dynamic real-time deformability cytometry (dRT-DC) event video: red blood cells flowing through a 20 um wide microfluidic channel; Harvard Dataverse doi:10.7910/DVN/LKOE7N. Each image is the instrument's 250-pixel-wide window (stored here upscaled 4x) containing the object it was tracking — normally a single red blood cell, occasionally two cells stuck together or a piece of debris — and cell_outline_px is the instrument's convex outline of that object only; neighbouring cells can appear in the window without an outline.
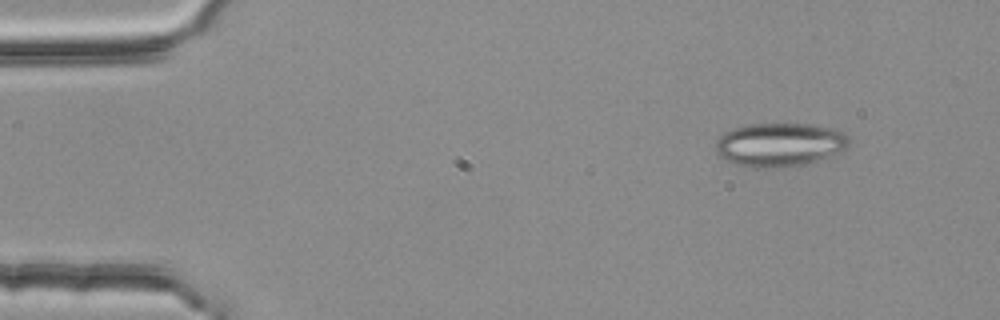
{"species": "common noctule bat (a hibernating species)", "species_latin": "Nyctalus noctula", "temperature_condition": "room temperature", "stored_images_in_passage": 5, "camera_frame_rate_fps": 3000, "um_per_image_px": 0.085, "animal": {"sex": "female", "body_mass_g": 25.1}, "frame": {"image": 1, "passage_image": 1, "time_ms": 0.0, "image_size_px": [1000, 320], "cell_outline_px": [[848, 148], [840, 152], [816, 160], [780, 168], [748, 168], [736, 164], [720, 156], [716, 152], [716, 140], [724, 132], [748, 124], [812, 124], [836, 128], [844, 132], [848, 136]], "centroid_in_image_um": [66.27, 12.29], "position_along_channel_um": 18.7, "area_um2": 33.93}}